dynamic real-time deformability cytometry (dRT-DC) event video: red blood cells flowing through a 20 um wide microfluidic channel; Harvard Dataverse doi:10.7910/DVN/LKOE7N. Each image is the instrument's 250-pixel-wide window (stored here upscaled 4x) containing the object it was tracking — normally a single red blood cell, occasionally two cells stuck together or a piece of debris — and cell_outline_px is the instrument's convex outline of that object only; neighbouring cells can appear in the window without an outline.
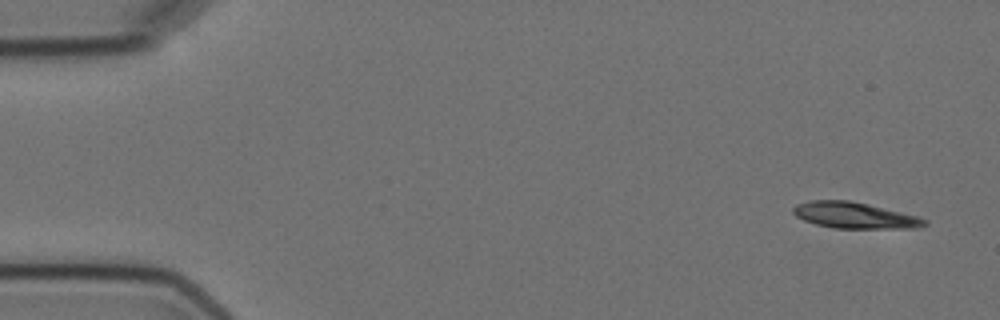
{"species": "Egyptian fruit bat (a non-hibernating species)", "species_latin": "Rousettus aegyptiacus", "temperature_condition": "cold", "stored_images_in_passage": 4, "segment_of_instrument_passage": [1, 2], "camera_frame_rate_fps": 3000, "um_per_image_px": 0.085, "animal": {"sex": "female"}, "frame": {"image": 1, "passage_image": 1, "time_ms": 0.0, "image_size_px": [1000, 320], "cell_outline_px": [[928, 224], [916, 228], [832, 228], [816, 224], [804, 220], [796, 216], [792, 212], [792, 208], [796, 204], [808, 200], [848, 200], [868, 204], [916, 216], [928, 220]], "centroid_in_image_um": [72.6, 18.3], "position_along_channel_um": 12.4, "area_um2": 19.94}}